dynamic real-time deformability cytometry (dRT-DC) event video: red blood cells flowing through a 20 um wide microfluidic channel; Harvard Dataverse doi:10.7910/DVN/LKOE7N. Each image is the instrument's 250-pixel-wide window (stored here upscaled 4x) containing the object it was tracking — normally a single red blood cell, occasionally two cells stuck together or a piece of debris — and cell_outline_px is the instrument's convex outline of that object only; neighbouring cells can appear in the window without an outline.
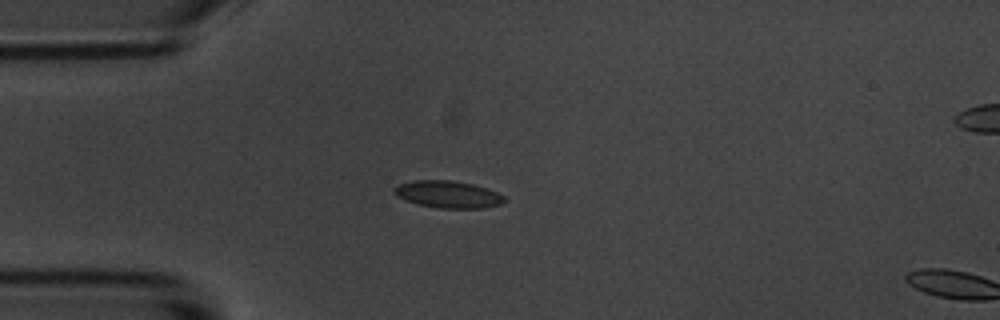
{"species": "common noctule bat (a hibernating species)", "species_latin": "Nyctalus noctula", "temperature_condition": "room temperature", "stored_images_in_passage": 4, "camera_frame_rate_fps": 3000, "um_per_image_px": 0.085, "animal": {"sex": "male", "body_mass_g": 20.1, "forearm_length_mm": 53.5}, "frame": {"image": 1, "passage_image": 3, "time_ms": 3.333, "image_size_px": [1000, 320], "cell_outline_px": [[504, 200], [500, 204], [484, 208], [436, 208], [416, 204], [404, 200], [396, 196], [392, 192], [392, 188], [400, 184], [416, 180], [448, 180], [472, 184], [496, 192], [504, 196]], "centroid_in_image_um": [38.0, 16.53], "position_along_channel_um": 47.0, "area_um2": 17.34}}